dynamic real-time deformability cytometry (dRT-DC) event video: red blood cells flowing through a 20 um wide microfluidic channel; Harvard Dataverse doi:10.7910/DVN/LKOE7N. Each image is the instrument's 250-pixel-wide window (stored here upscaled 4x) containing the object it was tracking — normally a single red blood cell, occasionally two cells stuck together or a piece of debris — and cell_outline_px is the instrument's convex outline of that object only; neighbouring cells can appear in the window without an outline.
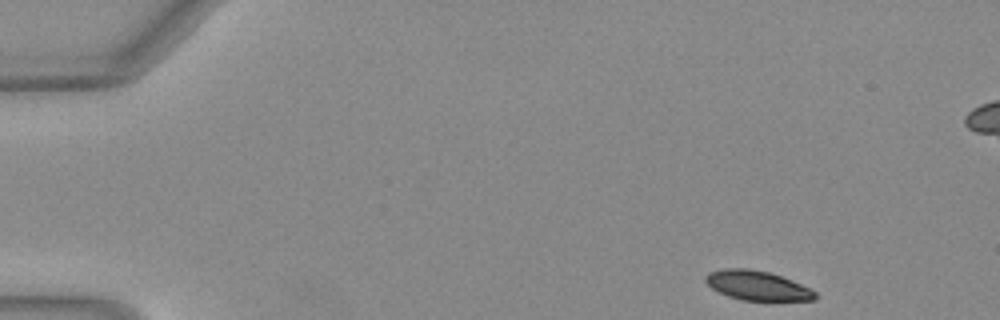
{"species": "Egyptian fruit bat (a non-hibernating species)", "species_latin": "Rousettus aegyptiacus", "temperature_condition": "warm", "stored_images_in_passage": 47, "camera_frame_rate_fps": 3000, "um_per_image_px": 0.085, "animal": {"sex": "female"}, "frame": {"image": 1, "passage_image": 1, "time_ms": 0.0, "image_size_px": [1000, 320], "cell_outline_px": [[816, 300], [744, 300], [728, 296], [712, 288], [704, 280], [704, 276], [708, 272], [724, 268], [748, 268], [768, 272], [792, 280], [812, 288], [816, 292]], "centroid_in_image_um": [64.37, 24.26], "position_along_channel_um": 20.6, "area_um2": 18.79}}
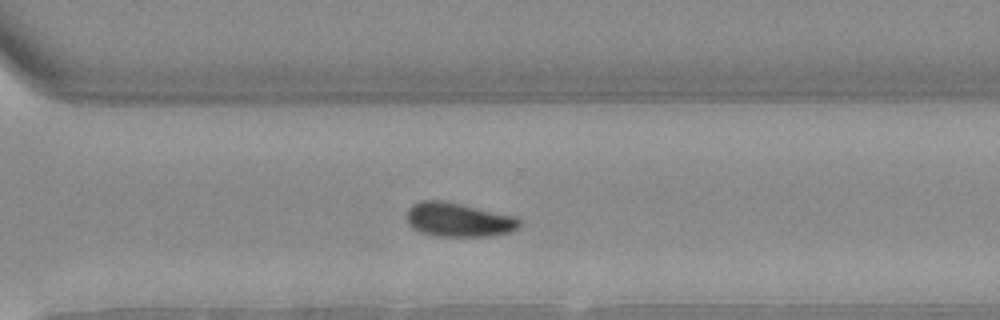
{"frame": {"image": 2, "passage_image": 32, "time_ms": 10.333, "image_size_px": [1000, 320], "cell_outline_px": [[520, 228], [512, 232], [488, 236], [436, 236], [420, 232], [412, 228], [408, 224], [408, 208], [412, 204], [420, 200], [440, 200], [460, 204], [516, 216], [520, 220]], "centroid_in_image_um": [38.98, 18.68], "position_along_channel_um": 331.6, "area_um2": 22.43}}
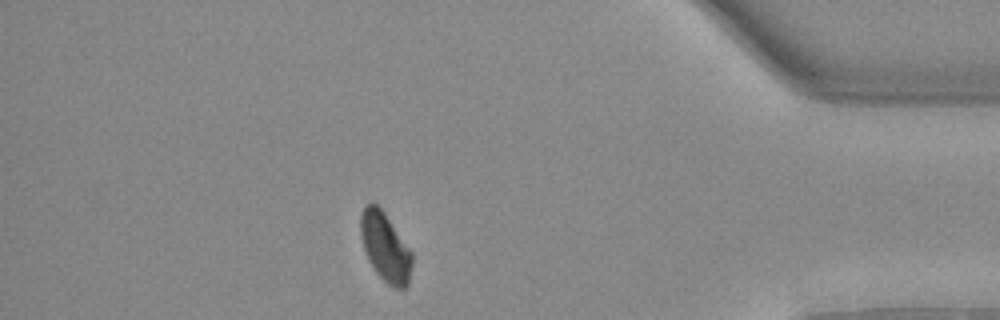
{"frame": {"image": 3, "passage_image": 40, "time_ms": 13.0, "image_size_px": [1000, 320], "cell_outline_px": [[412, 264], [408, 284], [404, 288], [396, 288], [388, 284], [376, 272], [368, 260], [364, 248], [360, 232], [360, 216], [364, 204], [372, 200], [384, 212], [412, 252]], "centroid_in_image_um": [32.73, 20.96], "position_along_channel_um": 402.5, "area_um2": 20.58}, "authors_computed_cell_mechanics": {"area_um2": 21.5594, "velocity_mm_per_s": 4.0395, "shape_relaxation_time_tau1_ms": 3.7864, "shape_relaxation_time_tau2_ms": null, "deformation_change_tau1": 0.1161, "deformation_change_tau2": null}}